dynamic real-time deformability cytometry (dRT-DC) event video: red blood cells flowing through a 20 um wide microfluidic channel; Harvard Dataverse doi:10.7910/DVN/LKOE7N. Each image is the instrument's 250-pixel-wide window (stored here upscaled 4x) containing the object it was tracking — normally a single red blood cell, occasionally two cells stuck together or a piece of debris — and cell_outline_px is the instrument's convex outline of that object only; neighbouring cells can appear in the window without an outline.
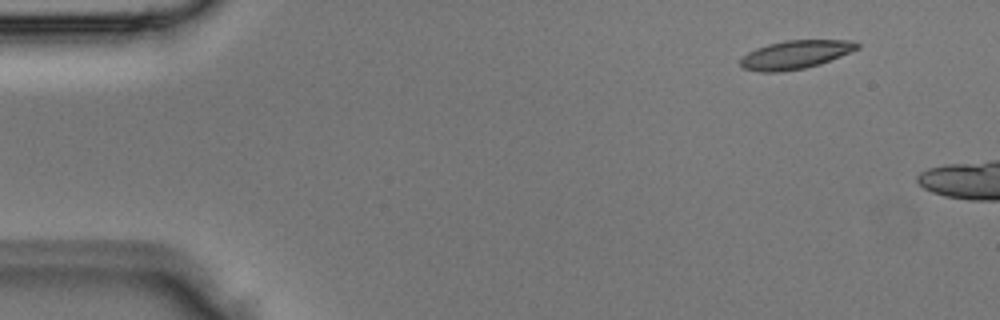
{"species": "Egyptian fruit bat (a non-hibernating species)", "species_latin": "Rousettus aegyptiacus", "temperature_condition": "room temperature", "stored_images_in_passage": 3, "camera_frame_rate_fps": 3000, "um_per_image_px": 0.085, "animal": {"sex": "male"}, "frame": {"image": 1, "passage_image": 1, "time_ms": 0.0, "image_size_px": [1000, 320], "cell_outline_px": [[860, 48], [820, 64], [804, 68], [780, 72], [760, 72], [744, 68], [740, 64], [740, 60], [748, 52], [756, 48], [768, 44], [784, 40], [852, 40], [860, 44]], "centroid_in_image_um": [67.62, 4.64], "position_along_channel_um": 17.4, "area_um2": 19.31}}